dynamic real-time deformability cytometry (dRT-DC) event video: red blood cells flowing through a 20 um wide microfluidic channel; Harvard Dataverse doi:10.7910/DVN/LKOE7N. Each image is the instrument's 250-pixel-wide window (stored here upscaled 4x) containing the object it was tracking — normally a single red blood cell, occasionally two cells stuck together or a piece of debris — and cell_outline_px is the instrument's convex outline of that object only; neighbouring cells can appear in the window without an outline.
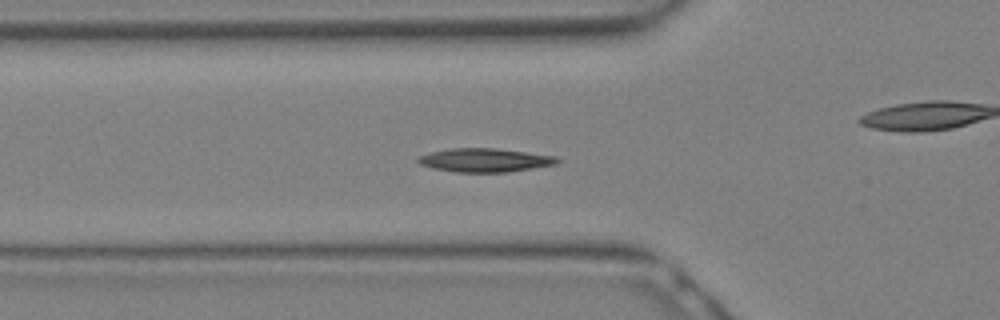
{"species": "Egyptian fruit bat (a non-hibernating species)", "species_latin": "Rousettus aegyptiacus", "temperature_condition": "warm", "stored_images_in_passage": 17, "camera_frame_rate_fps": 3000, "um_per_image_px": 0.085, "animal": {"sex": "female"}, "frame": {"image": 1, "passage_image": 10, "time_ms": 3.0, "image_size_px": [1000, 320], "cell_outline_px": [[560, 160], [556, 164], [508, 172], [456, 172], [432, 168], [420, 164], [416, 160], [420, 156], [432, 152], [452, 148], [492, 148], [556, 156]], "centroid_in_image_um": [41.2, 13.62], "position_along_channel_um": 84.6, "area_um2": 18.9}}
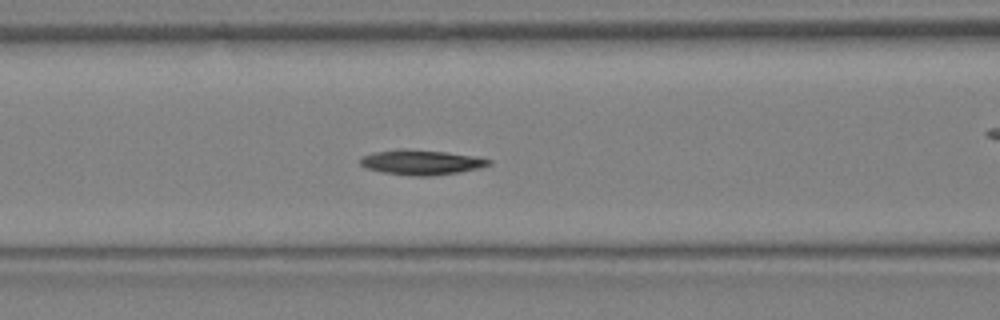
{"frame": {"image": 2, "passage_image": 12, "time_ms": 3.667, "image_size_px": [1000, 320], "cell_outline_px": [[492, 164], [480, 168], [456, 172], [428, 176], [412, 176], [384, 172], [368, 168], [360, 164], [360, 156], [372, 152], [396, 148], [408, 148], [448, 152], [476, 156], [492, 160]], "centroid_in_image_um": [35.8, 13.76], "position_along_channel_um": 130.8, "area_um2": 18.9}}
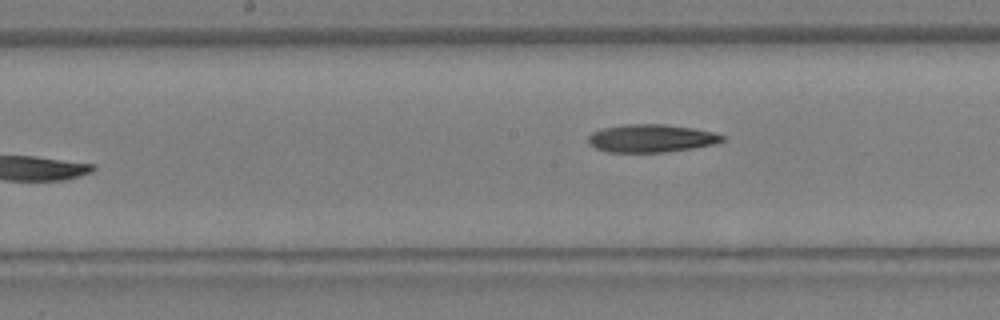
{"frame": {"image": 3, "passage_image": 17, "time_ms": 5.333, "image_size_px": [1000, 320], "cell_outline_px": [[724, 140], [712, 144], [692, 148], [664, 152], [608, 152], [596, 148], [588, 140], [588, 136], [592, 132], [600, 128], [624, 124], [664, 124], [692, 128], [712, 132], [724, 136]], "centroid_in_image_um": [55.31, 11.75], "position_along_channel_um": 192.9, "area_um2": 21.62}}